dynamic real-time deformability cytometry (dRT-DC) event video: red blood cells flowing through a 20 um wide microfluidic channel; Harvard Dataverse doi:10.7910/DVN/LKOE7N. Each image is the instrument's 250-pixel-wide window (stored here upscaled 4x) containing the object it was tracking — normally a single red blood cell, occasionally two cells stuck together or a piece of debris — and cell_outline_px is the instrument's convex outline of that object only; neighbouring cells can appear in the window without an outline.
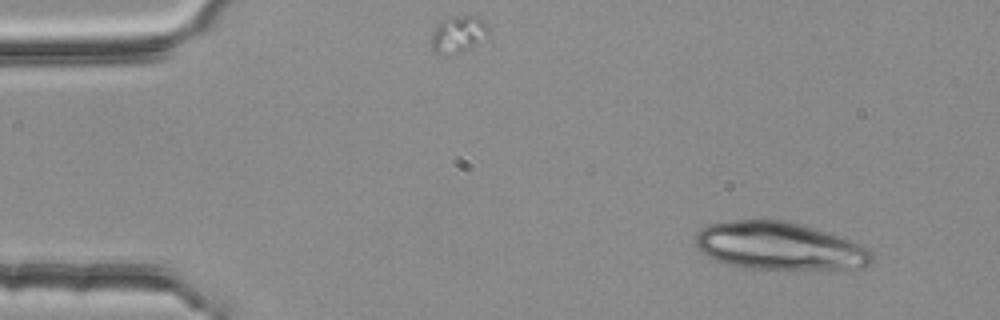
{"species": "common noctule bat (a hibernating species)", "species_latin": "Nyctalus noctula", "temperature_condition": "room temperature", "stored_images_in_passage": 3, "camera_frame_rate_fps": 3000, "um_per_image_px": 0.085, "animal": {"sex": "female", "body_mass_g": 25.1}, "frame": {"image": 1, "passage_image": 1, "time_ms": 0.0, "image_size_px": [1000, 320], "cell_outline_px": [[872, 260], [864, 268], [748, 268], [728, 264], [716, 260], [700, 252], [696, 248], [696, 232], [708, 224], [732, 220], [784, 220], [812, 228], [860, 244], [868, 248], [872, 252]], "centroid_in_image_um": [66.18, 20.9], "position_along_channel_um": 18.8, "area_um2": 48.32}}